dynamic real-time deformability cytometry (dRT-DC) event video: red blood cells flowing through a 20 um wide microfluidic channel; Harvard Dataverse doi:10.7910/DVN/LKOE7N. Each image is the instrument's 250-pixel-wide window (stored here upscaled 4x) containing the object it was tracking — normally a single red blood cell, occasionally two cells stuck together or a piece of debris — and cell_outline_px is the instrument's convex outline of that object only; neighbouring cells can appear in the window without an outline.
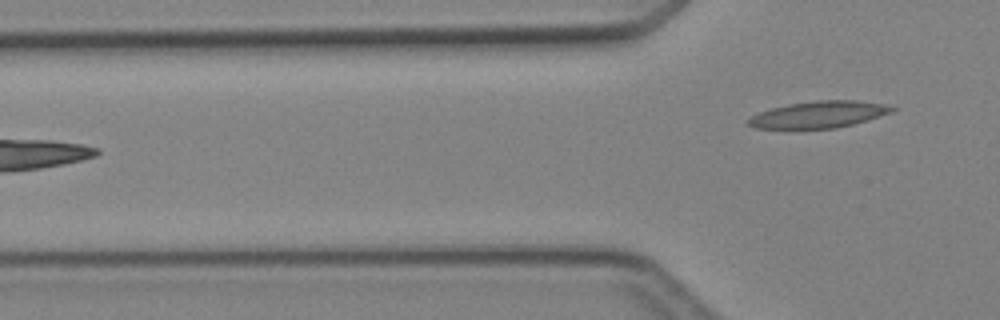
{"species": "Egyptian fruit bat (a non-hibernating species)", "species_latin": "Rousettus aegyptiacus", "temperature_condition": "cold", "stored_images_in_passage": 6, "camera_frame_rate_fps": 3000, "um_per_image_px": 0.085, "animal": {"sex": "female"}, "frame": {"image": 1, "passage_image": 6, "time_ms": 6.0, "image_size_px": [1000, 320], "cell_outline_px": [[896, 108], [892, 112], [868, 120], [836, 128], [756, 128], [748, 124], [748, 120], [752, 116], [760, 112], [772, 108], [788, 104], [816, 100], [856, 100], [884, 104]], "centroid_in_image_um": [69.63, 9.72], "position_along_channel_um": 56.2, "area_um2": 22.08}}